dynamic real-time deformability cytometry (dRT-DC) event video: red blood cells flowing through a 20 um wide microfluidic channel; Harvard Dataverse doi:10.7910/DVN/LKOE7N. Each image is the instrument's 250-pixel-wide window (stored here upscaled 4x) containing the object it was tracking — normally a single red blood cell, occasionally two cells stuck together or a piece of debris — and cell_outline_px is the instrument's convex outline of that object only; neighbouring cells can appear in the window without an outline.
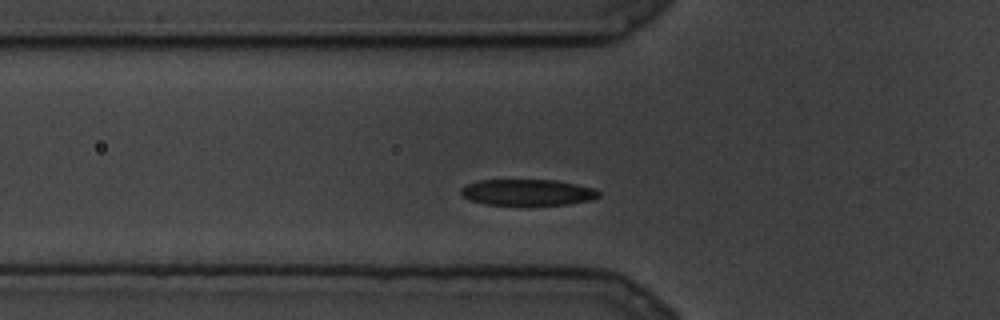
{"species": "common noctule bat (a hibernating species)", "species_latin": "Nyctalus noctula", "temperature_condition": "cold", "stored_images_in_passage": 7, "camera_frame_rate_fps": 3000, "um_per_image_px": 0.085, "animal": {"sex": "male", "body_mass_g": 19.5, "forearm_length_mm": 54.6}, "frame": {"image": 1, "passage_image": 3, "time_ms": 0.667, "image_size_px": [1000, 320], "cell_outline_px": [[600, 196], [592, 200], [568, 204], [488, 204], [472, 200], [464, 196], [460, 192], [460, 188], [464, 184], [480, 180], [556, 180], [596, 188], [600, 192]], "centroid_in_image_um": [44.87, 16.33], "position_along_channel_um": 80.9, "area_um2": 20.87}}
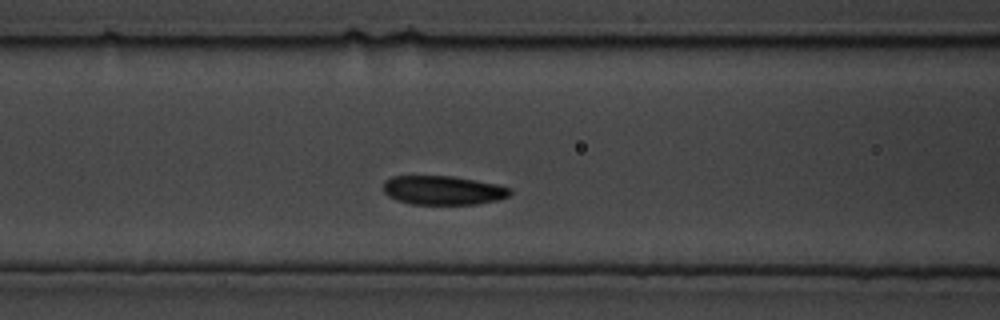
{"frame": {"image": 2, "passage_image": 5, "time_ms": 1.333, "image_size_px": [1000, 320], "cell_outline_px": [[512, 192], [508, 196], [496, 200], [476, 204], [412, 204], [396, 200], [388, 196], [384, 192], [384, 180], [392, 176], [452, 176], [476, 180], [496, 184], [512, 188]], "centroid_in_image_um": [37.65, 16.17], "position_along_channel_um": 129.0, "area_um2": 21.44}}
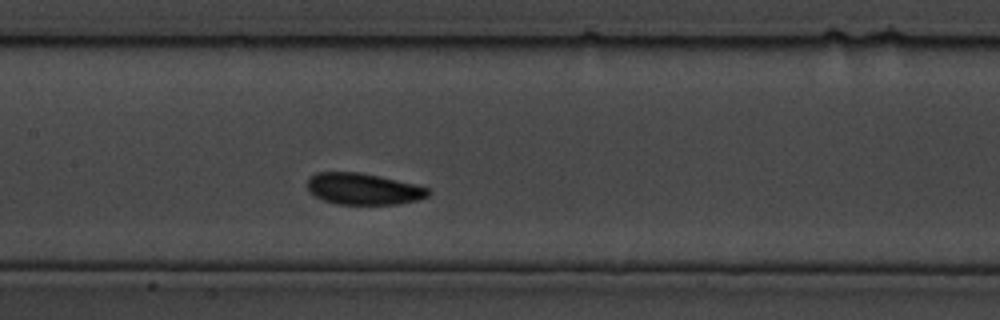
{"frame": {"image": 3, "passage_image": 7, "time_ms": 2.0, "image_size_px": [1000, 320], "cell_outline_px": [[432, 192], [428, 196], [416, 200], [396, 204], [336, 204], [324, 200], [308, 192], [308, 176], [316, 172], [360, 172], [380, 176], [428, 188]], "centroid_in_image_um": [30.84, 16.05], "position_along_channel_um": 176.6, "area_um2": 22.08}}